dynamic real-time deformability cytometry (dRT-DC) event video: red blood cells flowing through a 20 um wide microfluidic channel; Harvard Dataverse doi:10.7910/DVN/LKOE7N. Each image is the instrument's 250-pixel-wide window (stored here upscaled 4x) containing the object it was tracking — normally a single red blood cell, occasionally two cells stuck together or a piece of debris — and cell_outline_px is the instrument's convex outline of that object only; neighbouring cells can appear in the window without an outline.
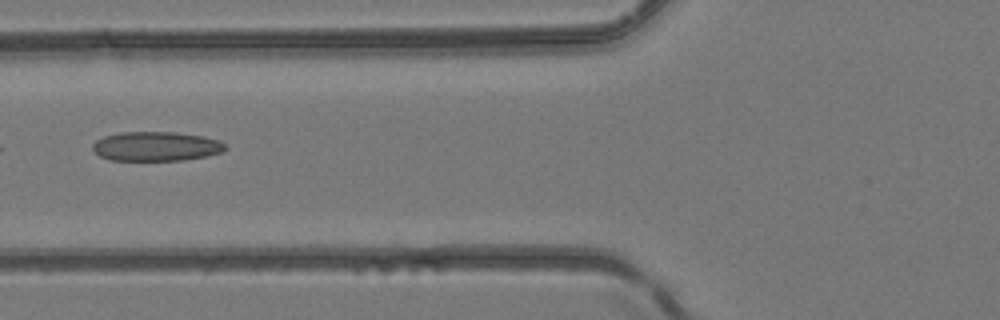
{"species": "common noctule bat (a hibernating species)", "species_latin": "Nyctalus noctula", "temperature_condition": "room temperature", "stored_images_in_passage": 4, "camera_frame_rate_fps": 3000, "um_per_image_px": 0.085, "animal": {"sex": "female", "body_mass_g": 24.6, "forearm_length_mm": 56.2}, "frame": {"image": 1, "passage_image": 4, "time_ms": 1.0, "image_size_px": [1000, 320], "cell_outline_px": [[228, 148], [220, 152], [204, 156], [184, 160], [108, 160], [100, 156], [92, 148], [92, 144], [96, 140], [104, 136], [120, 132], [176, 132], [204, 136], [220, 140]], "centroid_in_image_um": [13.26, 12.43], "position_along_channel_um": 112.5, "area_um2": 22.72}}